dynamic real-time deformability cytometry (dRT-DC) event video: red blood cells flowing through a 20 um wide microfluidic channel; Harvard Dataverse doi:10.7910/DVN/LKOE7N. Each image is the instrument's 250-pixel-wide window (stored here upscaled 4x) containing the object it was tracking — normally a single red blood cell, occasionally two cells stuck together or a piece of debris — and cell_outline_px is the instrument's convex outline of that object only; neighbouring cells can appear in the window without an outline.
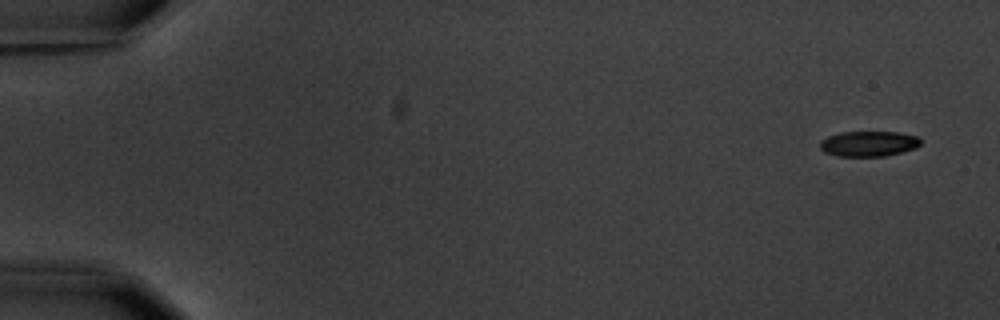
{"species": "common noctule bat (a hibernating species)", "species_latin": "Nyctalus noctula", "temperature_condition": "warm", "stored_images_in_passage": 5, "camera_frame_rate_fps": 3000, "um_per_image_px": 0.085, "animal": {"sex": "male", "body_mass_g": 20.1, "forearm_length_mm": 53.5}, "frame": {"image": 1, "passage_image": 1, "time_ms": 0.0, "image_size_px": [1000, 320], "cell_outline_px": [[920, 144], [916, 148], [884, 156], [836, 156], [824, 152], [820, 148], [820, 140], [828, 136], [840, 132], [896, 132], [916, 136], [920, 140]], "centroid_in_image_um": [73.79, 12.21], "position_along_channel_um": 11.2, "area_um2": 14.8}}
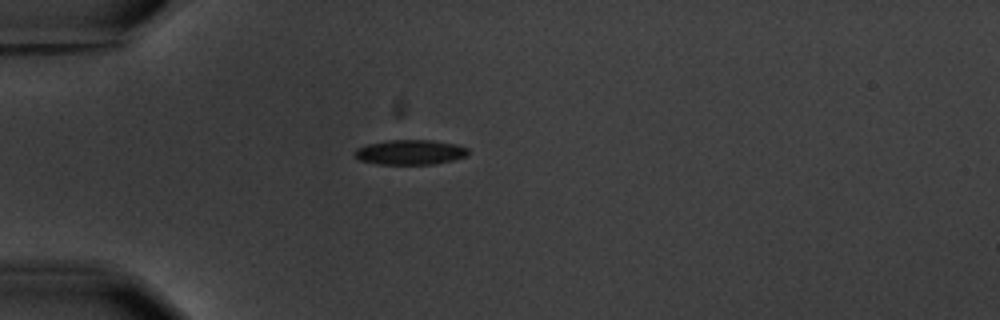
{"frame": {"image": 2, "passage_image": 5, "time_ms": 4.667, "image_size_px": [1000, 320], "cell_outline_px": [[468, 152], [464, 156], [452, 160], [432, 164], [376, 164], [360, 160], [352, 152], [356, 148], [368, 144], [388, 140], [432, 140], [456, 144], [468, 148]], "centroid_in_image_um": [34.82, 12.93], "position_along_channel_um": 50.2, "area_um2": 16.36}}